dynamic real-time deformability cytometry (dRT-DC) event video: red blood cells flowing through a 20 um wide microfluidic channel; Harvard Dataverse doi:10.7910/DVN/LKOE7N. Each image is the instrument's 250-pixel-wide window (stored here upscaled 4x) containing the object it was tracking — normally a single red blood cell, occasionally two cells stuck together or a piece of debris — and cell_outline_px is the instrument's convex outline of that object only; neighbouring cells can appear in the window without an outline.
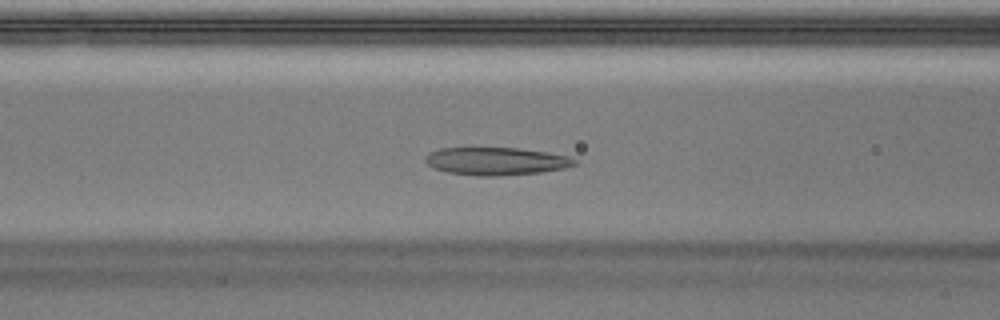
{"species": "Egyptian fruit bat (a non-hibernating species)", "species_latin": "Rousettus aegyptiacus", "temperature_condition": "warm", "stored_images_in_passage": 50, "camera_frame_rate_fps": 3000, "um_per_image_px": 0.085, "animal": {"sex": "male"}, "frame": {"image": 1, "passage_image": 20, "time_ms": 6.333, "image_size_px": [1000, 320], "cell_outline_px": [[576, 164], [564, 168], [540, 172], [500, 176], [480, 176], [448, 172], [432, 168], [424, 160], [424, 156], [428, 152], [440, 148], [516, 148], [544, 152], [568, 156], [576, 160]], "centroid_in_image_um": [42.11, 13.7], "position_along_channel_um": 124.5, "area_um2": 24.04}}
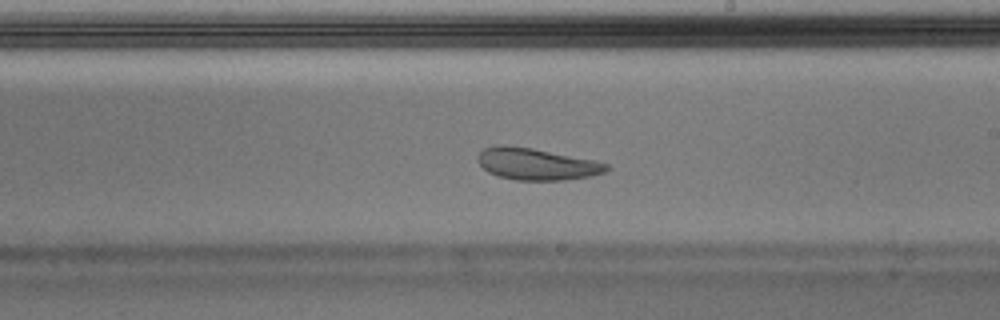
{"frame": {"image": 2, "passage_image": 29, "time_ms": 9.333, "image_size_px": [1000, 320], "cell_outline_px": [[608, 168], [604, 172], [592, 176], [564, 180], [516, 180], [496, 176], [488, 172], [480, 164], [480, 152], [484, 148], [496, 144], [504, 144], [532, 148], [596, 160], [608, 164]], "centroid_in_image_um": [45.62, 13.94], "position_along_channel_um": 243.4, "area_um2": 23.81}}
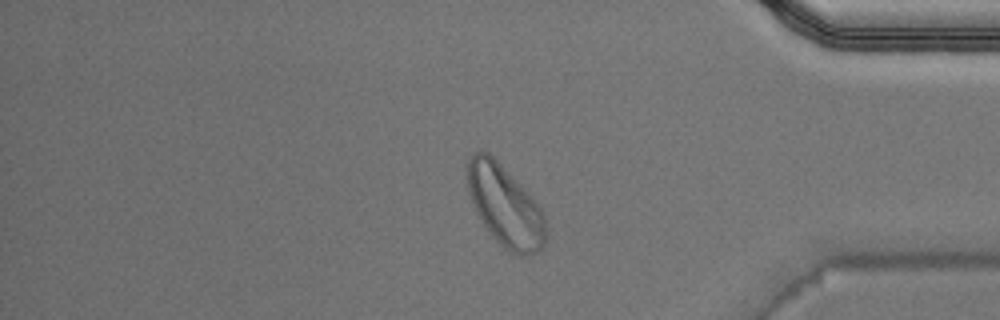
{"frame": {"image": 3, "passage_image": 42, "time_ms": 13.667, "image_size_px": [1000, 320], "cell_outline_px": [[544, 244], [540, 252], [524, 256], [520, 256], [508, 252], [496, 240], [484, 224], [476, 212], [468, 192], [464, 168], [468, 156], [476, 152], [488, 152], [520, 184], [540, 208], [544, 216]], "centroid_in_image_um": [42.87, 17.49], "position_along_channel_um": 392.3, "area_um2": 36.82}, "authors_computed_cell_mechanics": {"area_um2": 26.9637, "velocity_mm_per_s": 3.9633, "shape_relaxation_time_tau1_ms": 5.9675, "shape_relaxation_time_tau2_ms": 0.9931, "deformation_change_tau1": 0.1829, "deformation_change_tau2": 0.0752}}